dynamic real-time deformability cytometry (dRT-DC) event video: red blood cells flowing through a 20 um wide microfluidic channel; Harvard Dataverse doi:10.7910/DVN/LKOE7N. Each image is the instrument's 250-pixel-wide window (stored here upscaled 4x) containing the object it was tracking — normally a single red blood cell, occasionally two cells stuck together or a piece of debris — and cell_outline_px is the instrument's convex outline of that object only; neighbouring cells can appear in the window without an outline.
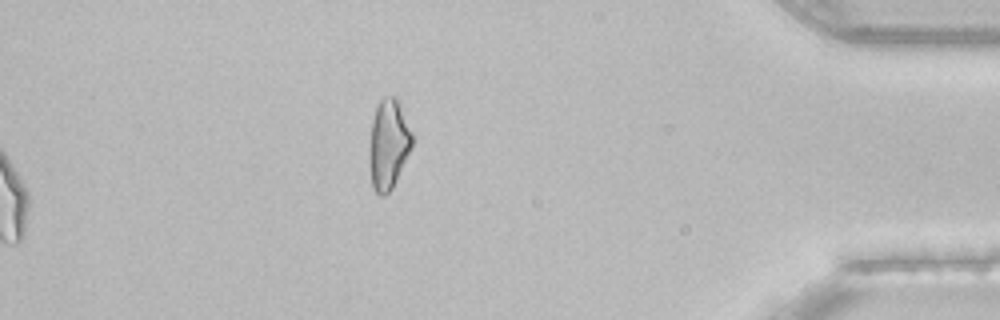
{"species": "common noctule bat (a hibernating species)", "species_latin": "Nyctalus noctula", "temperature_condition": "room temperature", "stored_images_in_passage": 45, "camera_frame_rate_fps": 3000, "um_per_image_px": 0.085, "animal": {"sex": "female", "body_mass_g": 22.7, "forearm_length_mm": 54.2}, "frame": {"image": 1, "passage_image": 45, "time_ms": 14.667, "image_size_px": [1000, 320], "cell_outline_px": [[412, 148], [392, 188], [384, 196], [380, 196], [372, 188], [368, 160], [368, 156], [372, 120], [376, 108], [380, 100], [384, 96], [396, 96], [412, 132]], "centroid_in_image_um": [33.0, 12.28], "position_along_channel_um": 402.2, "area_um2": 22.54}, "authors_computed_cell_mechanics": {"area_um2": 20.9236, "velocity_mm_per_s": 3.8373, "shape_relaxation_time_tau1_ms": null, "shape_relaxation_time_tau2_ms": 1.2302, "deformation_change_tau1": null, "deformation_change_tau2": 0.0565}}